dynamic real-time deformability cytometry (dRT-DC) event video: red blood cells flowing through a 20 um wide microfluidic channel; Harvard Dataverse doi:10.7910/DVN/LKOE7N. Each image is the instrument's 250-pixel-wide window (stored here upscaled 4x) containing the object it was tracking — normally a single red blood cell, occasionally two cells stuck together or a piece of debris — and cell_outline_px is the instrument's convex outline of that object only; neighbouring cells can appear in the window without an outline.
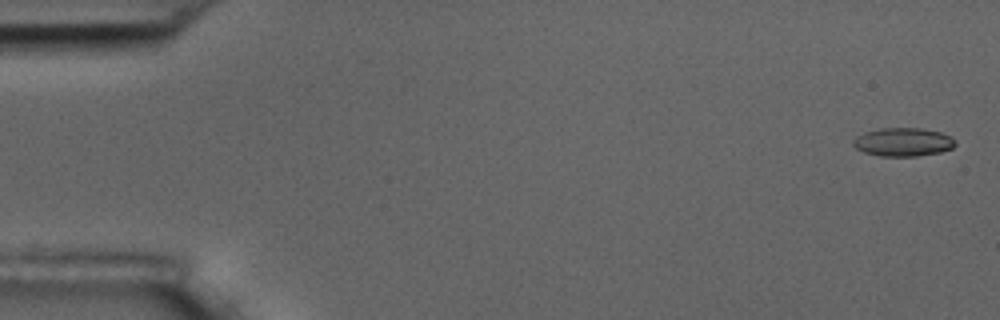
{"species": "common noctule bat (a hibernating species)", "species_latin": "Nyctalus noctula", "temperature_condition": "room temperature", "stored_images_in_passage": 5, "camera_frame_rate_fps": 3000, "um_per_image_px": 0.085, "animal": {"sex": "male", "body_mass_g": 17.5, "forearm_length_mm": 52.3}, "frame": {"image": 1, "passage_image": 1, "time_ms": 0.0, "image_size_px": [1000, 320], "cell_outline_px": [[956, 144], [952, 148], [940, 152], [916, 156], [880, 156], [864, 152], [856, 148], [852, 144], [852, 140], [856, 136], [864, 132], [880, 128], [920, 128], [940, 132], [952, 136], [956, 140]], "centroid_in_image_um": [76.76, 12.07], "position_along_channel_um": 8.2, "area_um2": 17.05}}
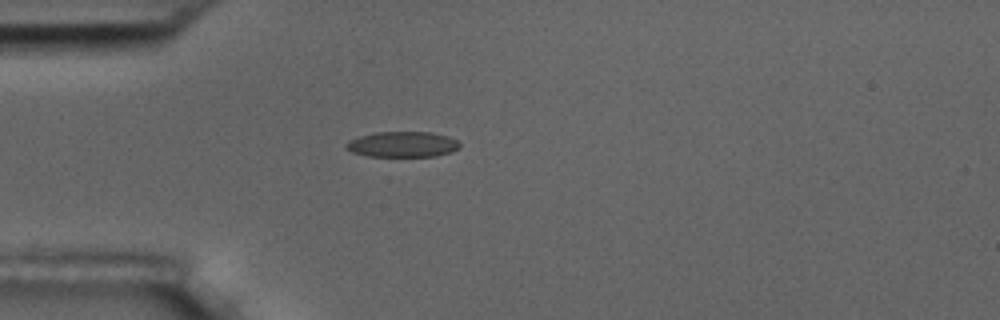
{"frame": {"image": 2, "passage_image": 5, "time_ms": 4.667, "image_size_px": [1000, 320], "cell_outline_px": [[460, 148], [452, 152], [436, 156], [368, 156], [352, 152], [344, 148], [344, 144], [348, 140], [356, 136], [376, 132], [432, 132], [448, 136], [456, 140], [460, 144]], "centroid_in_image_um": [34.18, 12.26], "position_along_channel_um": 50.8, "area_um2": 17.17}}